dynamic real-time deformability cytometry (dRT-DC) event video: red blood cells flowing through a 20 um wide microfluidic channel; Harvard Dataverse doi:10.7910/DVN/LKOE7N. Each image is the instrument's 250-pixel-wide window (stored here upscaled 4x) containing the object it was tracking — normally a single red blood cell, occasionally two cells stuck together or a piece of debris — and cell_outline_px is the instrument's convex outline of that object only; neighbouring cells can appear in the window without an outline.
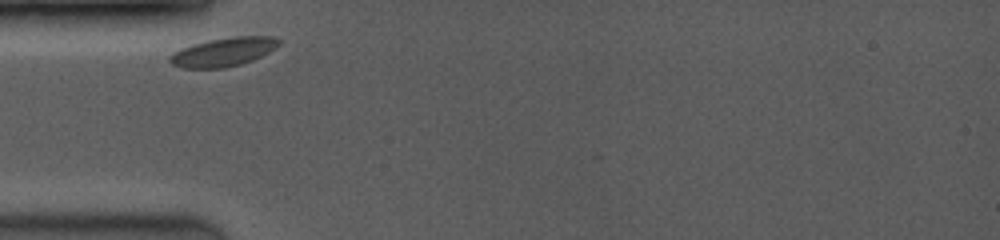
{"species": "common noctule bat (a hibernating species)", "species_latin": "Nyctalus noctula", "temperature_condition": "room temperature", "stored_images_in_passage": 21, "camera_frame_rate_fps": 3500, "um_per_image_px": 0.085, "animal": {"sex": "female", "body_mass_g": 19.0, "forearm_length_mm": 53.3}, "frame": {"image": 1, "passage_image": 1, "time_ms": 0.0, "image_size_px": [1000, 240], "cell_outline_px": [[280, 44], [276, 48], [252, 60], [240, 64], [224, 68], [180, 68], [172, 64], [168, 60], [168, 56], [192, 44], [208, 40], [232, 36], [272, 36], [280, 40]], "centroid_in_image_um": [18.99, 4.41], "position_along_channel_um": 66.0, "area_um2": 18.21}}
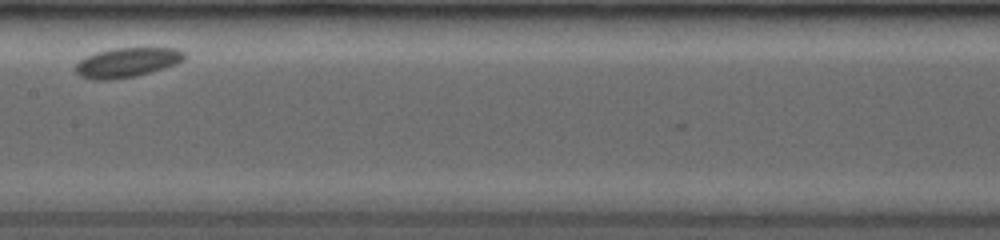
{"frame": {"image": 2, "passage_image": 10, "time_ms": 3.714, "image_size_px": [1000, 240], "cell_outline_px": [[184, 60], [176, 64], [164, 68], [136, 76], [112, 80], [92, 80], [80, 76], [76, 72], [76, 64], [84, 56], [96, 52], [112, 48], [176, 48], [184, 52]], "centroid_in_image_um": [10.77, 5.31], "position_along_channel_um": 196.6, "area_um2": 18.84}}
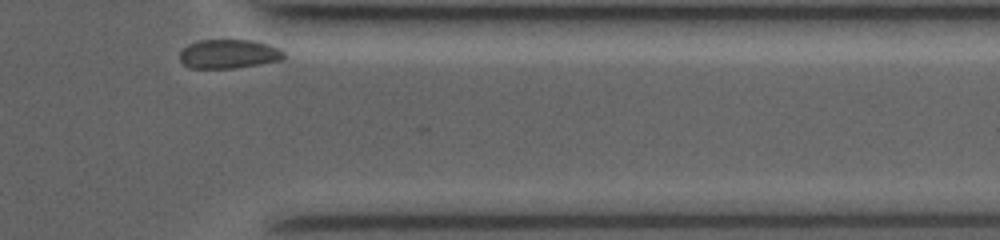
{"frame": {"image": 3, "passage_image": 21, "time_ms": 9.143, "image_size_px": [1000, 240], "cell_outline_px": [[284, 56], [280, 60], [260, 64], [232, 68], [188, 68], [180, 60], [180, 52], [188, 44], [200, 40], [252, 40], [268, 44], [280, 48], [284, 52]], "centroid_in_image_um": [19.44, 4.58], "position_along_channel_um": 392.0, "area_um2": 17.57}}